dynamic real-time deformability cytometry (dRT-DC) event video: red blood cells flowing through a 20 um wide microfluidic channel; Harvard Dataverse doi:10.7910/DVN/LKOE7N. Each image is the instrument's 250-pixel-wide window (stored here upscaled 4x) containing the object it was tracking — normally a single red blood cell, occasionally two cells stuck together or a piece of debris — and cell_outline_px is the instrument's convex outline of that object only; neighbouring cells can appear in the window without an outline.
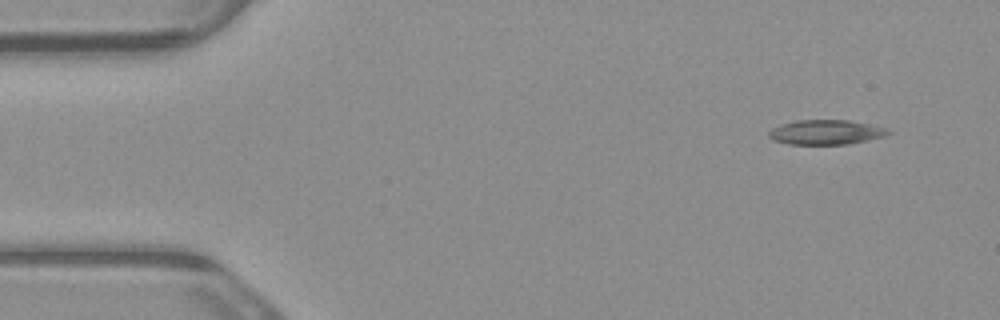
{"species": "common noctule bat (a hibernating species)", "species_latin": "Nyctalus noctula", "temperature_condition": "warm", "stored_images_in_passage": 4, "camera_frame_rate_fps": 3000, "um_per_image_px": 0.085, "animal": {"sex": "male", "body_mass_g": 23.1, "forearm_length_mm": 52.7}, "frame": {"image": 1, "passage_image": 1, "time_ms": 0.0, "image_size_px": [1000, 320], "cell_outline_px": [[892, 132], [884, 136], [868, 140], [848, 144], [788, 144], [772, 140], [768, 136], [768, 132], [772, 128], [780, 124], [796, 120], [848, 120], [888, 128]], "centroid_in_image_um": [70.18, 11.24], "position_along_channel_um": 14.8, "area_um2": 17.22}}
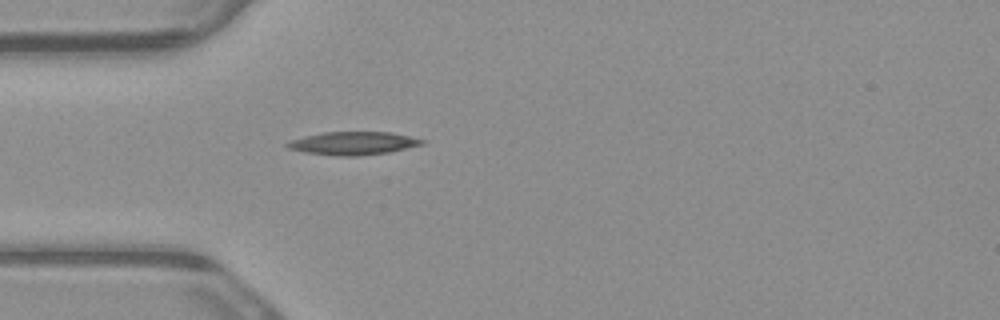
{"frame": {"image": 2, "passage_image": 4, "time_ms": 1.0, "image_size_px": [1000, 320], "cell_outline_px": [[424, 144], [388, 152], [356, 156], [336, 156], [304, 152], [288, 148], [284, 144], [288, 140], [304, 136], [324, 132], [392, 132], [424, 140]], "centroid_in_image_um": [29.96, 12.17], "position_along_channel_um": 55.0, "area_um2": 18.09}}